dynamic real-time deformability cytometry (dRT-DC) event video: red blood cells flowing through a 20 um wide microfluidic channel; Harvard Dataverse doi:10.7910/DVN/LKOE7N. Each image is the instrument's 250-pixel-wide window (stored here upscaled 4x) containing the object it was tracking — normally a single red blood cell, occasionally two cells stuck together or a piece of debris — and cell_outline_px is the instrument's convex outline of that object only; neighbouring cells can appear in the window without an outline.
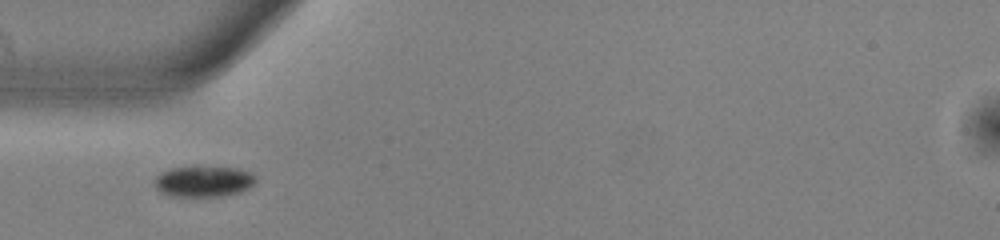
{"species": "common noctule bat (a hibernating species)", "species_latin": "Nyctalus noctula", "temperature_condition": "warm", "stored_images_in_passage": 5, "camera_frame_rate_fps": 3000, "um_per_image_px": 0.085, "animal": {"sex": "male", "body_mass_g": 13.0, "forearm_length_mm": 53.1}, "frame": {"image": 1, "passage_image": 1, "time_ms": 0.0, "image_size_px": [1000, 240], "cell_outline_px": [[256, 184], [240, 192], [224, 196], [168, 196], [160, 192], [152, 184], [152, 180], [160, 172], [168, 168], [188, 164], [208, 164], [240, 168], [252, 172], [256, 176]], "centroid_in_image_um": [17.28, 15.35], "position_along_channel_um": 67.7, "area_um2": 19.71}}
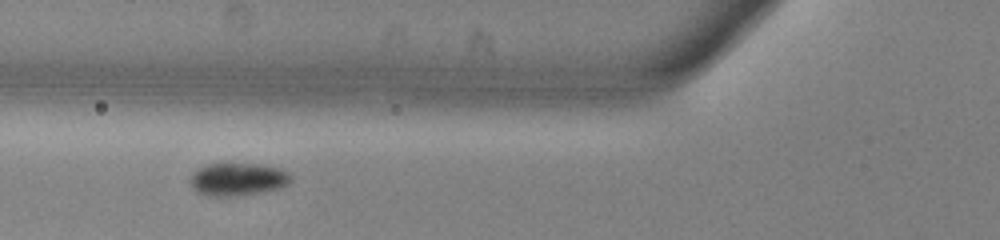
{"frame": {"image": 2, "passage_image": 4, "time_ms": 1.0, "image_size_px": [1000, 240], "cell_outline_px": [[304, 164], [292, 180], [284, 188], [268, 192], [236, 196], [208, 196], [196, 192], [188, 184], [188, 176], [200, 164], [212, 160], [300, 160]], "centroid_in_image_um": [20.62, 15.02], "position_along_channel_um": 105.2, "area_um2": 24.51}}